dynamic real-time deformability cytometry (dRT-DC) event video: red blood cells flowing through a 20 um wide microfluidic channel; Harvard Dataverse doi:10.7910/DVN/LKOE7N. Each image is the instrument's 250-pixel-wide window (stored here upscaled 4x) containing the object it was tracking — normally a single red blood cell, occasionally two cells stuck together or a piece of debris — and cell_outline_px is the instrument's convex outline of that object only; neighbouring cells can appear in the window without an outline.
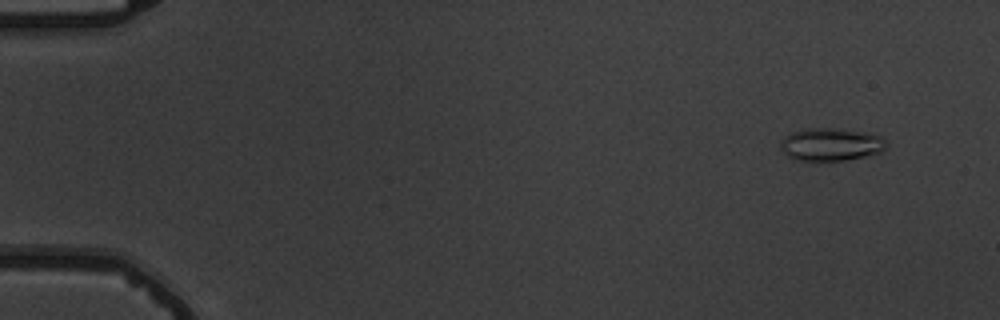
{"species": "common noctule bat (a hibernating species)", "species_latin": "Nyctalus noctula", "temperature_condition": "warm", "stored_images_in_passage": 5, "camera_frame_rate_fps": 3000, "um_per_image_px": 0.085, "animal": {"sex": "male", "body_mass_g": 19.5, "forearm_length_mm": 54.6}, "frame": {"image": 1, "passage_image": 1, "time_ms": 0.0, "image_size_px": [1000, 320], "cell_outline_px": [[888, 144], [880, 152], [864, 156], [844, 160], [796, 160], [788, 156], [780, 148], [780, 140], [784, 136], [792, 132], [808, 128], [840, 128], [864, 132], [880, 136]], "centroid_in_image_um": [70.59, 12.26], "position_along_channel_um": 14.4, "area_um2": 20.11}}